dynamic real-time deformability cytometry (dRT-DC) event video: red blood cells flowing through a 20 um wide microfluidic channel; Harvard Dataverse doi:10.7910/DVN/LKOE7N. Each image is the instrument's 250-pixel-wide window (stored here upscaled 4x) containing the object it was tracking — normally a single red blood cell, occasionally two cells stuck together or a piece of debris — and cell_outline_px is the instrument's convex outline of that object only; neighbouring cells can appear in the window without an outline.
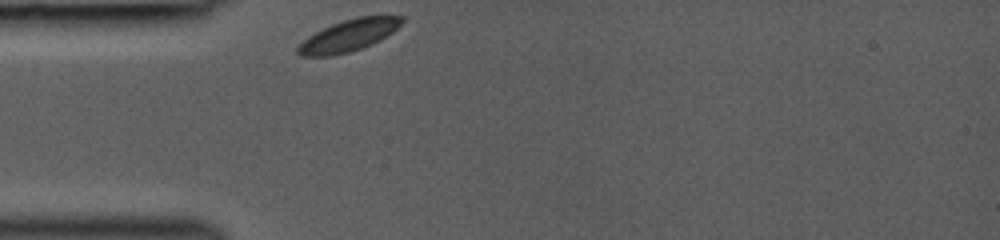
{"species": "common noctule bat (a hibernating species)", "species_latin": "Nyctalus noctula", "temperature_condition": "room temperature", "stored_images_in_passage": 4, "camera_frame_rate_fps": 3000, "um_per_image_px": 0.085, "animal": {"sex": "female", "body_mass_g": 19.0, "forearm_length_mm": 53.3}, "frame": {"image": 1, "passage_image": 1, "time_ms": 0.0, "image_size_px": [1000, 240], "cell_outline_px": [[404, 20], [392, 32], [380, 40], [372, 44], [348, 52], [332, 56], [300, 56], [296, 52], [296, 48], [308, 36], [332, 24], [356, 16], [404, 16]], "centroid_in_image_um": [29.62, 3.02], "position_along_channel_um": 55.4, "area_um2": 19.02}}